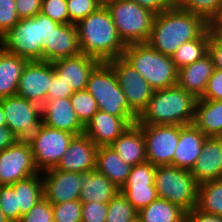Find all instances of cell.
Listing matches in <instances>:
<instances>
[{"mask_svg": "<svg viewBox=\"0 0 222 222\" xmlns=\"http://www.w3.org/2000/svg\"><path fill=\"white\" fill-rule=\"evenodd\" d=\"M209 26L201 16L175 5L155 14L147 43L171 57L183 43L197 39Z\"/></svg>", "mask_w": 222, "mask_h": 222, "instance_id": "6da1fadb", "label": "cell"}, {"mask_svg": "<svg viewBox=\"0 0 222 222\" xmlns=\"http://www.w3.org/2000/svg\"><path fill=\"white\" fill-rule=\"evenodd\" d=\"M81 53L108 62L122 57L126 45L120 39L110 11L103 4L77 24Z\"/></svg>", "mask_w": 222, "mask_h": 222, "instance_id": "7a4b0ae2", "label": "cell"}, {"mask_svg": "<svg viewBox=\"0 0 222 222\" xmlns=\"http://www.w3.org/2000/svg\"><path fill=\"white\" fill-rule=\"evenodd\" d=\"M198 98L177 84L153 92L147 107L137 118V125L193 124Z\"/></svg>", "mask_w": 222, "mask_h": 222, "instance_id": "3957f363", "label": "cell"}, {"mask_svg": "<svg viewBox=\"0 0 222 222\" xmlns=\"http://www.w3.org/2000/svg\"><path fill=\"white\" fill-rule=\"evenodd\" d=\"M59 23L39 12L36 16L20 19L0 37V47L27 61L42 60V40L48 39Z\"/></svg>", "mask_w": 222, "mask_h": 222, "instance_id": "277c9868", "label": "cell"}, {"mask_svg": "<svg viewBox=\"0 0 222 222\" xmlns=\"http://www.w3.org/2000/svg\"><path fill=\"white\" fill-rule=\"evenodd\" d=\"M122 58L141 74L154 91L177 84L178 69L172 58L148 43L126 45Z\"/></svg>", "mask_w": 222, "mask_h": 222, "instance_id": "5b68a950", "label": "cell"}, {"mask_svg": "<svg viewBox=\"0 0 222 222\" xmlns=\"http://www.w3.org/2000/svg\"><path fill=\"white\" fill-rule=\"evenodd\" d=\"M86 90L93 96L98 110L117 117H136L119 86L117 75L108 62H100L91 72Z\"/></svg>", "mask_w": 222, "mask_h": 222, "instance_id": "8992f818", "label": "cell"}, {"mask_svg": "<svg viewBox=\"0 0 222 222\" xmlns=\"http://www.w3.org/2000/svg\"><path fill=\"white\" fill-rule=\"evenodd\" d=\"M105 5L125 45L147 43L155 17L152 11L129 0H110Z\"/></svg>", "mask_w": 222, "mask_h": 222, "instance_id": "52a82bcc", "label": "cell"}, {"mask_svg": "<svg viewBox=\"0 0 222 222\" xmlns=\"http://www.w3.org/2000/svg\"><path fill=\"white\" fill-rule=\"evenodd\" d=\"M154 184L158 198L170 201L185 212L196 208L199 183L189 170L172 165L156 166Z\"/></svg>", "mask_w": 222, "mask_h": 222, "instance_id": "ba28073f", "label": "cell"}, {"mask_svg": "<svg viewBox=\"0 0 222 222\" xmlns=\"http://www.w3.org/2000/svg\"><path fill=\"white\" fill-rule=\"evenodd\" d=\"M74 136L67 131L42 124L39 131L28 140L38 172L55 168Z\"/></svg>", "mask_w": 222, "mask_h": 222, "instance_id": "9c48e42d", "label": "cell"}, {"mask_svg": "<svg viewBox=\"0 0 222 222\" xmlns=\"http://www.w3.org/2000/svg\"><path fill=\"white\" fill-rule=\"evenodd\" d=\"M6 126L18 140H29L43 124L41 106L25 98L9 96L0 99Z\"/></svg>", "mask_w": 222, "mask_h": 222, "instance_id": "30bf717a", "label": "cell"}, {"mask_svg": "<svg viewBox=\"0 0 222 222\" xmlns=\"http://www.w3.org/2000/svg\"><path fill=\"white\" fill-rule=\"evenodd\" d=\"M145 138L146 159L154 166L172 165L180 125H138Z\"/></svg>", "mask_w": 222, "mask_h": 222, "instance_id": "8fae6325", "label": "cell"}, {"mask_svg": "<svg viewBox=\"0 0 222 222\" xmlns=\"http://www.w3.org/2000/svg\"><path fill=\"white\" fill-rule=\"evenodd\" d=\"M38 173L28 140H17L0 152V185H11Z\"/></svg>", "mask_w": 222, "mask_h": 222, "instance_id": "7c38bea8", "label": "cell"}, {"mask_svg": "<svg viewBox=\"0 0 222 222\" xmlns=\"http://www.w3.org/2000/svg\"><path fill=\"white\" fill-rule=\"evenodd\" d=\"M108 63L117 75L119 86L126 96L129 107L139 116L147 107L154 90L122 57L112 59Z\"/></svg>", "mask_w": 222, "mask_h": 222, "instance_id": "4fadbf2b", "label": "cell"}, {"mask_svg": "<svg viewBox=\"0 0 222 222\" xmlns=\"http://www.w3.org/2000/svg\"><path fill=\"white\" fill-rule=\"evenodd\" d=\"M156 166L146 161L132 166L131 172L120 192L139 212L158 198L154 184Z\"/></svg>", "mask_w": 222, "mask_h": 222, "instance_id": "5bb4252c", "label": "cell"}, {"mask_svg": "<svg viewBox=\"0 0 222 222\" xmlns=\"http://www.w3.org/2000/svg\"><path fill=\"white\" fill-rule=\"evenodd\" d=\"M53 74L52 62L27 61L19 79L16 95L42 106L46 101Z\"/></svg>", "mask_w": 222, "mask_h": 222, "instance_id": "9a60e30c", "label": "cell"}, {"mask_svg": "<svg viewBox=\"0 0 222 222\" xmlns=\"http://www.w3.org/2000/svg\"><path fill=\"white\" fill-rule=\"evenodd\" d=\"M41 174H43V197L52 205L79 200L81 173L52 168Z\"/></svg>", "mask_w": 222, "mask_h": 222, "instance_id": "2e32d148", "label": "cell"}, {"mask_svg": "<svg viewBox=\"0 0 222 222\" xmlns=\"http://www.w3.org/2000/svg\"><path fill=\"white\" fill-rule=\"evenodd\" d=\"M136 123V117H117L98 110L84 127V134L97 147L110 146L131 125Z\"/></svg>", "mask_w": 222, "mask_h": 222, "instance_id": "e0dca14e", "label": "cell"}, {"mask_svg": "<svg viewBox=\"0 0 222 222\" xmlns=\"http://www.w3.org/2000/svg\"><path fill=\"white\" fill-rule=\"evenodd\" d=\"M41 43L42 61L53 62L81 53L76 24H59Z\"/></svg>", "mask_w": 222, "mask_h": 222, "instance_id": "ac0fdd59", "label": "cell"}, {"mask_svg": "<svg viewBox=\"0 0 222 222\" xmlns=\"http://www.w3.org/2000/svg\"><path fill=\"white\" fill-rule=\"evenodd\" d=\"M97 149L87 135L74 136L55 169L78 173L95 170Z\"/></svg>", "mask_w": 222, "mask_h": 222, "instance_id": "d6986e66", "label": "cell"}, {"mask_svg": "<svg viewBox=\"0 0 222 222\" xmlns=\"http://www.w3.org/2000/svg\"><path fill=\"white\" fill-rule=\"evenodd\" d=\"M99 63L100 61L96 58L80 53L55 60L52 65L54 72L75 92L86 89L89 76Z\"/></svg>", "mask_w": 222, "mask_h": 222, "instance_id": "ffe728a7", "label": "cell"}, {"mask_svg": "<svg viewBox=\"0 0 222 222\" xmlns=\"http://www.w3.org/2000/svg\"><path fill=\"white\" fill-rule=\"evenodd\" d=\"M43 124L67 131L75 136L84 134V126L78 120L70 98L47 100L41 106Z\"/></svg>", "mask_w": 222, "mask_h": 222, "instance_id": "44dd1931", "label": "cell"}, {"mask_svg": "<svg viewBox=\"0 0 222 222\" xmlns=\"http://www.w3.org/2000/svg\"><path fill=\"white\" fill-rule=\"evenodd\" d=\"M201 152L190 171L195 180L200 184L222 179V137H207Z\"/></svg>", "mask_w": 222, "mask_h": 222, "instance_id": "7402d4cb", "label": "cell"}, {"mask_svg": "<svg viewBox=\"0 0 222 222\" xmlns=\"http://www.w3.org/2000/svg\"><path fill=\"white\" fill-rule=\"evenodd\" d=\"M207 136L194 124L180 125L179 141L175 149L173 166L191 171L202 153Z\"/></svg>", "mask_w": 222, "mask_h": 222, "instance_id": "603a6c76", "label": "cell"}, {"mask_svg": "<svg viewBox=\"0 0 222 222\" xmlns=\"http://www.w3.org/2000/svg\"><path fill=\"white\" fill-rule=\"evenodd\" d=\"M215 69L214 60L208 52L198 61L178 69L177 85L200 98Z\"/></svg>", "mask_w": 222, "mask_h": 222, "instance_id": "cb8c5ba5", "label": "cell"}, {"mask_svg": "<svg viewBox=\"0 0 222 222\" xmlns=\"http://www.w3.org/2000/svg\"><path fill=\"white\" fill-rule=\"evenodd\" d=\"M81 202H96L108 204L120 191L106 176L96 169L81 173Z\"/></svg>", "mask_w": 222, "mask_h": 222, "instance_id": "d4e9b609", "label": "cell"}, {"mask_svg": "<svg viewBox=\"0 0 222 222\" xmlns=\"http://www.w3.org/2000/svg\"><path fill=\"white\" fill-rule=\"evenodd\" d=\"M110 146L131 166L147 161L143 130L137 124L131 125Z\"/></svg>", "mask_w": 222, "mask_h": 222, "instance_id": "484cf974", "label": "cell"}, {"mask_svg": "<svg viewBox=\"0 0 222 222\" xmlns=\"http://www.w3.org/2000/svg\"><path fill=\"white\" fill-rule=\"evenodd\" d=\"M132 166L125 163L111 146H99L95 169L106 176L117 188L126 182Z\"/></svg>", "mask_w": 222, "mask_h": 222, "instance_id": "4316f807", "label": "cell"}, {"mask_svg": "<svg viewBox=\"0 0 222 222\" xmlns=\"http://www.w3.org/2000/svg\"><path fill=\"white\" fill-rule=\"evenodd\" d=\"M193 124L207 137H222V100L198 98Z\"/></svg>", "mask_w": 222, "mask_h": 222, "instance_id": "83f0119b", "label": "cell"}, {"mask_svg": "<svg viewBox=\"0 0 222 222\" xmlns=\"http://www.w3.org/2000/svg\"><path fill=\"white\" fill-rule=\"evenodd\" d=\"M27 60L0 47V99L17 94L22 70Z\"/></svg>", "mask_w": 222, "mask_h": 222, "instance_id": "f1b7e54d", "label": "cell"}, {"mask_svg": "<svg viewBox=\"0 0 222 222\" xmlns=\"http://www.w3.org/2000/svg\"><path fill=\"white\" fill-rule=\"evenodd\" d=\"M11 186L16 193L17 208L20 209V220L34 205L43 198L42 174L39 172L29 178L17 181Z\"/></svg>", "mask_w": 222, "mask_h": 222, "instance_id": "f546056e", "label": "cell"}, {"mask_svg": "<svg viewBox=\"0 0 222 222\" xmlns=\"http://www.w3.org/2000/svg\"><path fill=\"white\" fill-rule=\"evenodd\" d=\"M142 222H184L185 211L166 199L157 198L138 212Z\"/></svg>", "mask_w": 222, "mask_h": 222, "instance_id": "4dcf8cb0", "label": "cell"}, {"mask_svg": "<svg viewBox=\"0 0 222 222\" xmlns=\"http://www.w3.org/2000/svg\"><path fill=\"white\" fill-rule=\"evenodd\" d=\"M210 26L197 38L183 43L171 56L177 69L198 61L209 52Z\"/></svg>", "mask_w": 222, "mask_h": 222, "instance_id": "1f68e13d", "label": "cell"}, {"mask_svg": "<svg viewBox=\"0 0 222 222\" xmlns=\"http://www.w3.org/2000/svg\"><path fill=\"white\" fill-rule=\"evenodd\" d=\"M196 209L222 216V179L209 180L199 184Z\"/></svg>", "mask_w": 222, "mask_h": 222, "instance_id": "d6a6232c", "label": "cell"}, {"mask_svg": "<svg viewBox=\"0 0 222 222\" xmlns=\"http://www.w3.org/2000/svg\"><path fill=\"white\" fill-rule=\"evenodd\" d=\"M176 5L201 16L209 24L222 14V0H176Z\"/></svg>", "mask_w": 222, "mask_h": 222, "instance_id": "836d02e7", "label": "cell"}, {"mask_svg": "<svg viewBox=\"0 0 222 222\" xmlns=\"http://www.w3.org/2000/svg\"><path fill=\"white\" fill-rule=\"evenodd\" d=\"M70 100L78 120L85 127L93 115L98 111L96 100L86 89L73 92L70 96Z\"/></svg>", "mask_w": 222, "mask_h": 222, "instance_id": "e575fe53", "label": "cell"}, {"mask_svg": "<svg viewBox=\"0 0 222 222\" xmlns=\"http://www.w3.org/2000/svg\"><path fill=\"white\" fill-rule=\"evenodd\" d=\"M136 216L138 212L120 191L108 203L106 222H130Z\"/></svg>", "mask_w": 222, "mask_h": 222, "instance_id": "d590c367", "label": "cell"}, {"mask_svg": "<svg viewBox=\"0 0 222 222\" xmlns=\"http://www.w3.org/2000/svg\"><path fill=\"white\" fill-rule=\"evenodd\" d=\"M102 5L100 0H67L70 24H77Z\"/></svg>", "mask_w": 222, "mask_h": 222, "instance_id": "8d00e7d4", "label": "cell"}, {"mask_svg": "<svg viewBox=\"0 0 222 222\" xmlns=\"http://www.w3.org/2000/svg\"><path fill=\"white\" fill-rule=\"evenodd\" d=\"M54 222H81L82 202L67 201L52 205Z\"/></svg>", "mask_w": 222, "mask_h": 222, "instance_id": "74e56055", "label": "cell"}, {"mask_svg": "<svg viewBox=\"0 0 222 222\" xmlns=\"http://www.w3.org/2000/svg\"><path fill=\"white\" fill-rule=\"evenodd\" d=\"M0 209L9 222L20 221V209L17 208L16 193L11 185H0Z\"/></svg>", "mask_w": 222, "mask_h": 222, "instance_id": "f35d334b", "label": "cell"}, {"mask_svg": "<svg viewBox=\"0 0 222 222\" xmlns=\"http://www.w3.org/2000/svg\"><path fill=\"white\" fill-rule=\"evenodd\" d=\"M41 13L59 24H70L67 0H42Z\"/></svg>", "mask_w": 222, "mask_h": 222, "instance_id": "ab89813d", "label": "cell"}, {"mask_svg": "<svg viewBox=\"0 0 222 222\" xmlns=\"http://www.w3.org/2000/svg\"><path fill=\"white\" fill-rule=\"evenodd\" d=\"M19 222H54L52 204L43 197Z\"/></svg>", "mask_w": 222, "mask_h": 222, "instance_id": "60d3db41", "label": "cell"}, {"mask_svg": "<svg viewBox=\"0 0 222 222\" xmlns=\"http://www.w3.org/2000/svg\"><path fill=\"white\" fill-rule=\"evenodd\" d=\"M16 6L15 0H0V37L20 21Z\"/></svg>", "mask_w": 222, "mask_h": 222, "instance_id": "b9f144b4", "label": "cell"}, {"mask_svg": "<svg viewBox=\"0 0 222 222\" xmlns=\"http://www.w3.org/2000/svg\"><path fill=\"white\" fill-rule=\"evenodd\" d=\"M108 204L82 202V222H106Z\"/></svg>", "mask_w": 222, "mask_h": 222, "instance_id": "7bdbcfd3", "label": "cell"}, {"mask_svg": "<svg viewBox=\"0 0 222 222\" xmlns=\"http://www.w3.org/2000/svg\"><path fill=\"white\" fill-rule=\"evenodd\" d=\"M203 100H222V70L215 68L208 80L205 92L200 97Z\"/></svg>", "mask_w": 222, "mask_h": 222, "instance_id": "ee69618b", "label": "cell"}, {"mask_svg": "<svg viewBox=\"0 0 222 222\" xmlns=\"http://www.w3.org/2000/svg\"><path fill=\"white\" fill-rule=\"evenodd\" d=\"M73 94L71 87L66 85L62 78L55 72L51 77L49 90L47 93V100L58 99V98H70Z\"/></svg>", "mask_w": 222, "mask_h": 222, "instance_id": "f6af8a7d", "label": "cell"}, {"mask_svg": "<svg viewBox=\"0 0 222 222\" xmlns=\"http://www.w3.org/2000/svg\"><path fill=\"white\" fill-rule=\"evenodd\" d=\"M15 2L20 19L34 17L41 12L42 0H15Z\"/></svg>", "mask_w": 222, "mask_h": 222, "instance_id": "bcb514c9", "label": "cell"}, {"mask_svg": "<svg viewBox=\"0 0 222 222\" xmlns=\"http://www.w3.org/2000/svg\"><path fill=\"white\" fill-rule=\"evenodd\" d=\"M140 5L141 7L147 8L154 14H159L165 10H169L176 5V0H129Z\"/></svg>", "mask_w": 222, "mask_h": 222, "instance_id": "7dc6e473", "label": "cell"}, {"mask_svg": "<svg viewBox=\"0 0 222 222\" xmlns=\"http://www.w3.org/2000/svg\"><path fill=\"white\" fill-rule=\"evenodd\" d=\"M209 53L213 57L215 68L222 70V40L211 30Z\"/></svg>", "mask_w": 222, "mask_h": 222, "instance_id": "c3c4849f", "label": "cell"}, {"mask_svg": "<svg viewBox=\"0 0 222 222\" xmlns=\"http://www.w3.org/2000/svg\"><path fill=\"white\" fill-rule=\"evenodd\" d=\"M184 222H222V216L208 214L193 208L185 212Z\"/></svg>", "mask_w": 222, "mask_h": 222, "instance_id": "681fc988", "label": "cell"}, {"mask_svg": "<svg viewBox=\"0 0 222 222\" xmlns=\"http://www.w3.org/2000/svg\"><path fill=\"white\" fill-rule=\"evenodd\" d=\"M16 135L7 127L0 126V152L17 141Z\"/></svg>", "mask_w": 222, "mask_h": 222, "instance_id": "f907efd6", "label": "cell"}, {"mask_svg": "<svg viewBox=\"0 0 222 222\" xmlns=\"http://www.w3.org/2000/svg\"><path fill=\"white\" fill-rule=\"evenodd\" d=\"M210 28L222 40V20L217 18L210 24Z\"/></svg>", "mask_w": 222, "mask_h": 222, "instance_id": "816d5d0a", "label": "cell"}, {"mask_svg": "<svg viewBox=\"0 0 222 222\" xmlns=\"http://www.w3.org/2000/svg\"><path fill=\"white\" fill-rule=\"evenodd\" d=\"M0 126H6L5 115L1 102H0Z\"/></svg>", "mask_w": 222, "mask_h": 222, "instance_id": "f5cc1de1", "label": "cell"}, {"mask_svg": "<svg viewBox=\"0 0 222 222\" xmlns=\"http://www.w3.org/2000/svg\"><path fill=\"white\" fill-rule=\"evenodd\" d=\"M0 222H9V220L6 218V216L3 214V212L0 209Z\"/></svg>", "mask_w": 222, "mask_h": 222, "instance_id": "db71d44e", "label": "cell"}, {"mask_svg": "<svg viewBox=\"0 0 222 222\" xmlns=\"http://www.w3.org/2000/svg\"><path fill=\"white\" fill-rule=\"evenodd\" d=\"M130 222H142L141 218L139 216H136L134 219H132Z\"/></svg>", "mask_w": 222, "mask_h": 222, "instance_id": "11a10c76", "label": "cell"}, {"mask_svg": "<svg viewBox=\"0 0 222 222\" xmlns=\"http://www.w3.org/2000/svg\"><path fill=\"white\" fill-rule=\"evenodd\" d=\"M102 2V4H105L107 1H110V0H100Z\"/></svg>", "mask_w": 222, "mask_h": 222, "instance_id": "9f6ffc18", "label": "cell"}]
</instances>
